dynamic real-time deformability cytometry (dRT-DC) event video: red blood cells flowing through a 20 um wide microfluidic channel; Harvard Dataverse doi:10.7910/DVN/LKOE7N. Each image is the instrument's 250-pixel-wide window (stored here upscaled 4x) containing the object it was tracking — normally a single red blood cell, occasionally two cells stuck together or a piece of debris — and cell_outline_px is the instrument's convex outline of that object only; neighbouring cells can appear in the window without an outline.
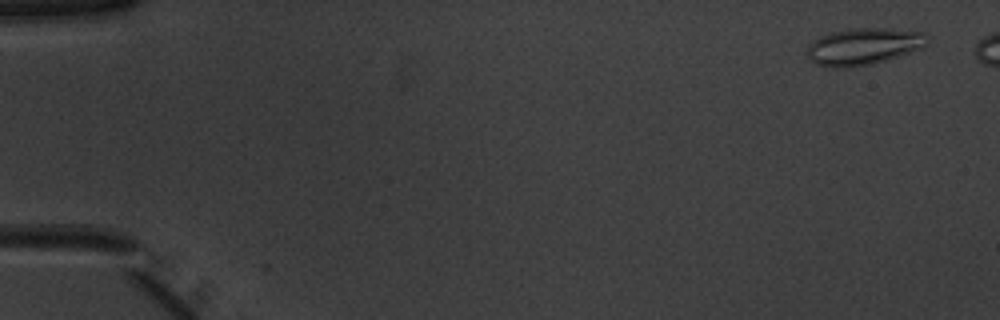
{"species": "common noctule bat (a hibernating species)", "species_latin": "Nyctalus noctula", "temperature_condition": "warm", "stored_images_in_passage": 3, "camera_frame_rate_fps": 3000, "um_per_image_px": 0.085, "animal": {"sex": "male", "body_mass_g": 20.1, "forearm_length_mm": 53.5}, "frame": {"image": 1, "passage_image": 3, "time_ms": 0.667, "image_size_px": [1000, 320], "cell_outline_px": [[928, 44], [924, 48], [872, 64], [848, 68], [832, 68], [816, 64], [808, 56], [808, 44], [820, 36], [832, 32], [852, 28], [880, 28], [924, 32], [928, 36]], "centroid_in_image_um": [73.42, 3.95], "position_along_channel_um": 11.6, "area_um2": 25.84}}